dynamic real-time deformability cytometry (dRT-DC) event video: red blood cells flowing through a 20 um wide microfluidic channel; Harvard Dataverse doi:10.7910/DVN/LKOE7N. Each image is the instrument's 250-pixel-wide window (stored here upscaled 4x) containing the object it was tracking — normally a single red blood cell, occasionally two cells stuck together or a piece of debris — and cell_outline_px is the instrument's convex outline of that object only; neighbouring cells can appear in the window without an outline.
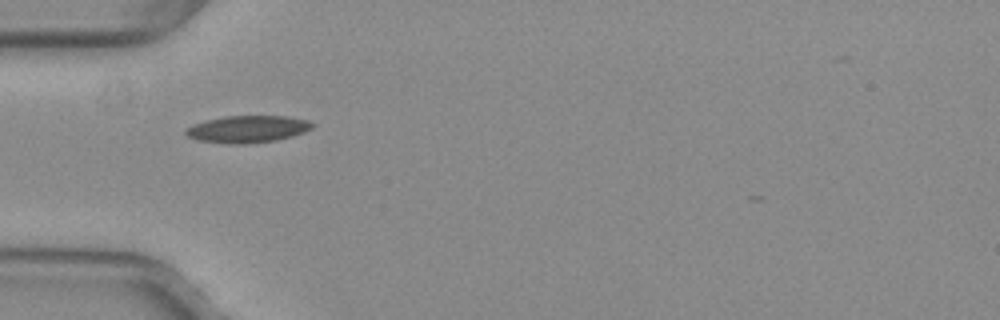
{"species": "common noctule bat (a hibernating species)", "species_latin": "Nyctalus noctula", "temperature_condition": "warm", "stored_images_in_passage": 37, "camera_frame_rate_fps": 3000, "um_per_image_px": 0.085, "animal": {"sex": "female", "body_mass_g": 29.2, "forearm_length_mm": 56.3}, "frame": {"image": 1, "passage_image": 1, "time_ms": 0.0, "image_size_px": [1000, 320], "cell_outline_px": [[316, 124], [312, 128], [304, 132], [292, 136], [276, 140], [244, 144], [232, 144], [200, 140], [188, 136], [184, 132], [184, 128], [192, 124], [224, 116], [288, 116], [308, 120]], "centroid_in_image_um": [21.06, 10.96], "position_along_channel_um": 63.9, "area_um2": 19.94}}
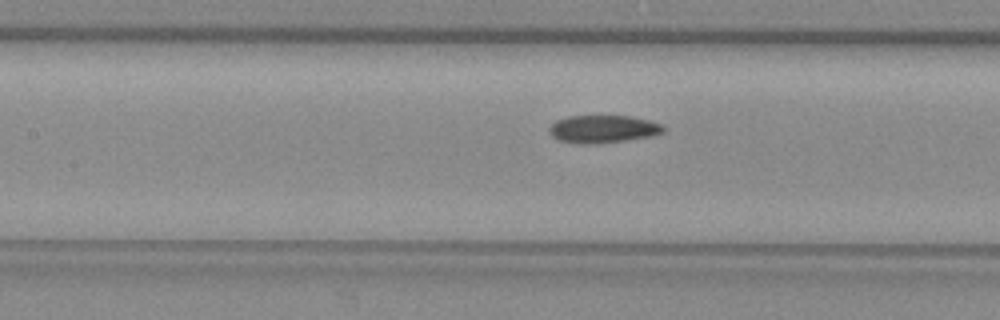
{"frame": {"image": 2, "passage_image": 8, "time_ms": 2.333, "image_size_px": [1000, 320], "cell_outline_px": [[664, 132], [652, 136], [600, 144], [576, 144], [560, 140], [552, 136], [548, 132], [548, 128], [556, 120], [568, 116], [632, 116], [648, 120], [660, 124], [664, 128]], "centroid_in_image_um": [51.23, 10.98], "position_along_channel_um": 156.2, "area_um2": 18.55}}
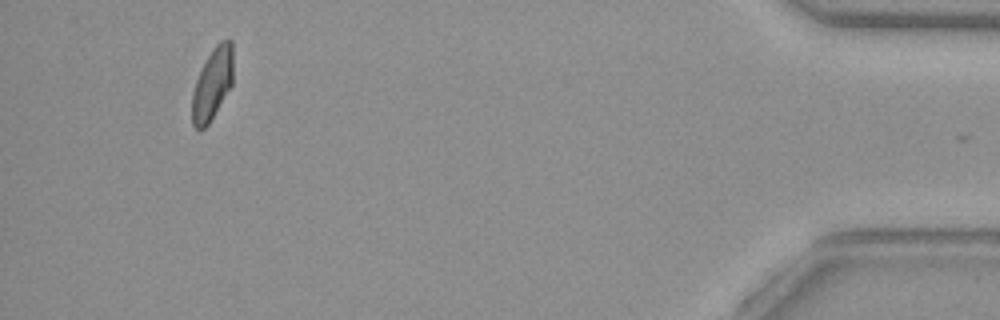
{"frame": {"image": 3, "passage_image": 33, "time_ms": 10.667, "image_size_px": [1000, 320], "cell_outline_px": [[232, 84], [208, 124], [204, 128], [196, 128], [192, 124], [192, 92], [196, 80], [212, 48], [220, 40], [228, 36], [232, 40]], "centroid_in_image_um": [18.06, 7.07], "position_along_channel_um": 417.1, "area_um2": 16.99}, "authors_computed_cell_mechanics": {"area_um2": 18.1492, "velocity_mm_per_s": 4.007, "shape_relaxation_time_tau1_ms": 7.0873, "shape_relaxation_time_tau2_ms": 3.3893, "deformation_change_tau1": 0.1757, "deformation_change_tau2": 0.0784}}